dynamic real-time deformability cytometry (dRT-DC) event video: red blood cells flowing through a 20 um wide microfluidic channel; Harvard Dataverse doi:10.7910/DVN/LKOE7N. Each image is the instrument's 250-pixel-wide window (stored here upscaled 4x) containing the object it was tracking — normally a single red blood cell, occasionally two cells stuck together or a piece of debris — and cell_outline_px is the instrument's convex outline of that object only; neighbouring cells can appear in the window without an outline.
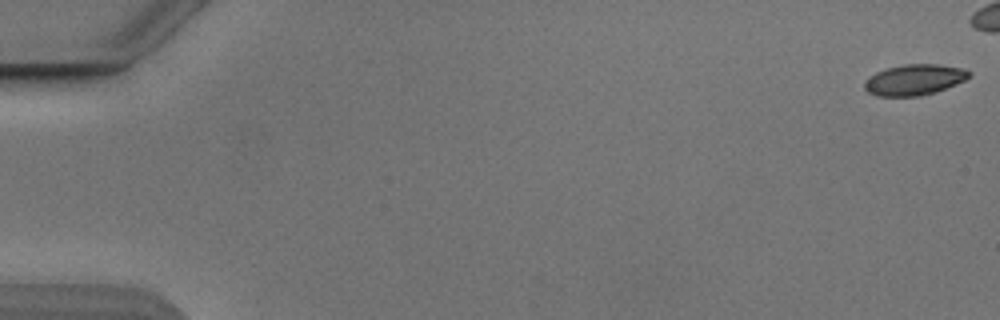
{"species": "Egyptian fruit bat (a non-hibernating species)", "species_latin": "Rousettus aegyptiacus", "temperature_condition": "cold", "stored_images_in_passage": 45, "camera_frame_rate_fps": 3000, "um_per_image_px": 0.085, "animal": {"sex": "male"}, "frame": {"image": 1, "passage_image": 1, "time_ms": 0.0, "image_size_px": [1000, 320], "cell_outline_px": [[972, 76], [964, 80], [944, 88], [920, 96], [876, 96], [868, 92], [864, 88], [864, 80], [876, 72], [888, 68], [904, 64], [940, 64], [964, 68], [972, 72]], "centroid_in_image_um": [77.71, 6.77], "position_along_channel_um": 7.3, "area_um2": 18.73}}
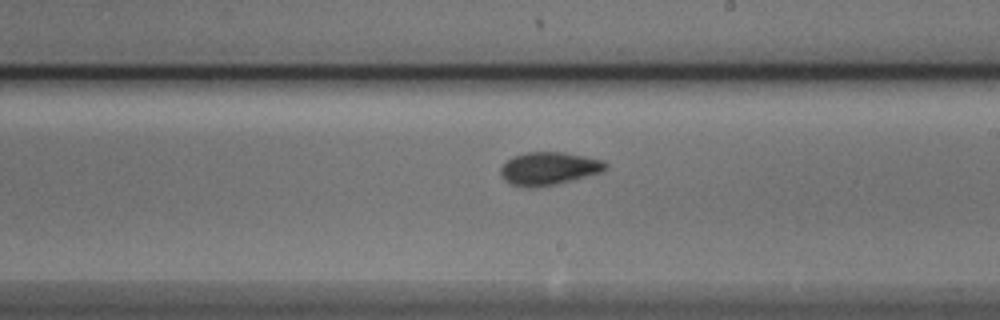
{"frame": {"image": 2, "passage_image": 32, "time_ms": 10.333, "image_size_px": [1000, 320], "cell_outline_px": [[608, 168], [600, 172], [572, 180], [556, 184], [528, 188], [512, 184], [504, 180], [500, 176], [500, 168], [508, 160], [516, 156], [528, 152], [564, 152], [604, 160], [608, 164]], "centroid_in_image_um": [46.66, 14.32], "position_along_channel_um": 242.3, "area_um2": 20.0}}
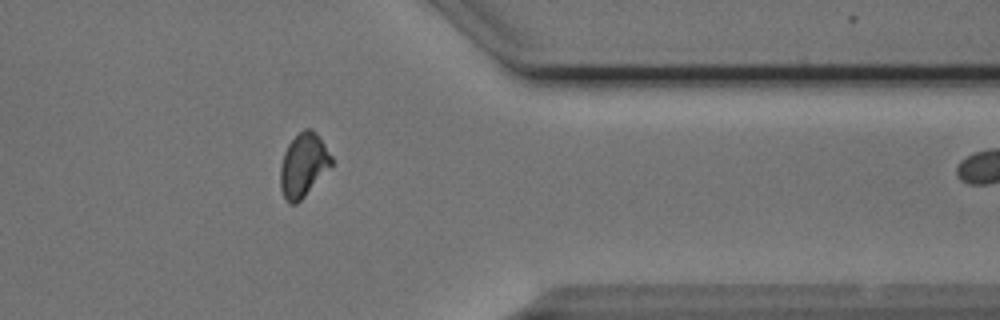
{"frame": {"image": 3, "passage_image": 44, "time_ms": 14.333, "image_size_px": [1000, 320], "cell_outline_px": [[332, 164], [304, 196], [296, 204], [288, 204], [280, 188], [280, 168], [284, 152], [288, 144], [304, 128], [312, 128], [316, 132], [332, 156]], "centroid_in_image_um": [25.77, 14.02], "position_along_channel_um": 385.6, "area_um2": 18.67}}